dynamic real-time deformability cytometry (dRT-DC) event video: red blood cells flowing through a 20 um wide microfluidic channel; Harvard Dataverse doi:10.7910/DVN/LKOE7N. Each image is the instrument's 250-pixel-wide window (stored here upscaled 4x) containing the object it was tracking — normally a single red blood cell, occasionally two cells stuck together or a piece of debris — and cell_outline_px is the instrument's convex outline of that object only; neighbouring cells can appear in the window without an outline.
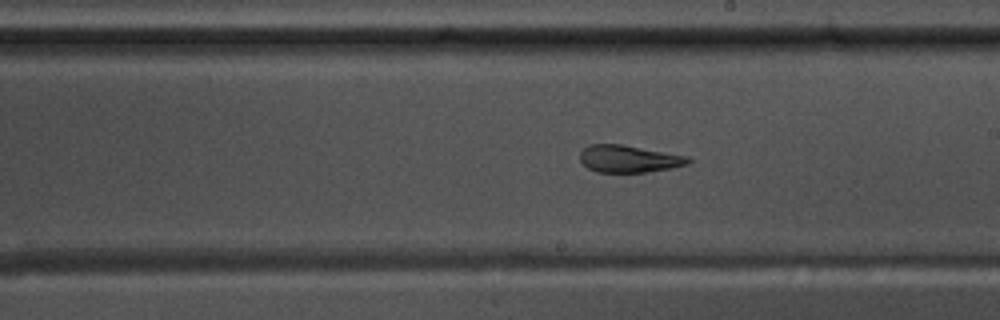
{"species": "common noctule bat (a hibernating species)", "species_latin": "Nyctalus noctula", "temperature_condition": "warm", "stored_images_in_passage": 32, "camera_frame_rate_fps": 3000, "um_per_image_px": 0.085, "animal": {"sex": "male", "body_mass_g": 17.5, "forearm_length_mm": 52.3}, "frame": {"image": 1, "passage_image": 15, "time_ms": 4.667, "image_size_px": [1000, 320], "cell_outline_px": [[692, 160], [688, 164], [672, 168], [648, 172], [596, 172], [588, 168], [580, 160], [580, 152], [588, 144], [620, 144], [688, 156]], "centroid_in_image_um": [53.45, 13.5], "position_along_channel_um": 235.5, "area_um2": 17.17}}
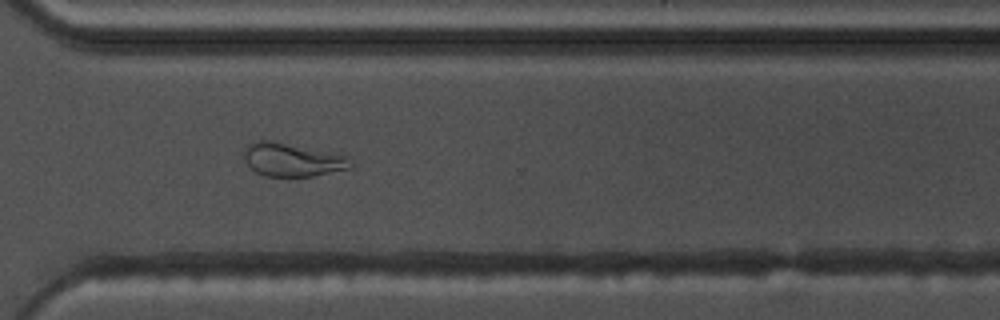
{"frame": {"image": 2, "passage_image": 24, "time_ms": 7.667, "image_size_px": [1000, 320], "cell_outline_px": [[352, 168], [312, 176], [264, 176], [256, 172], [248, 164], [244, 156], [244, 148], [248, 144], [256, 140], [272, 140], [348, 156], [352, 160]], "centroid_in_image_um": [24.85, 13.57], "position_along_channel_um": 345.8, "area_um2": 20.69}}
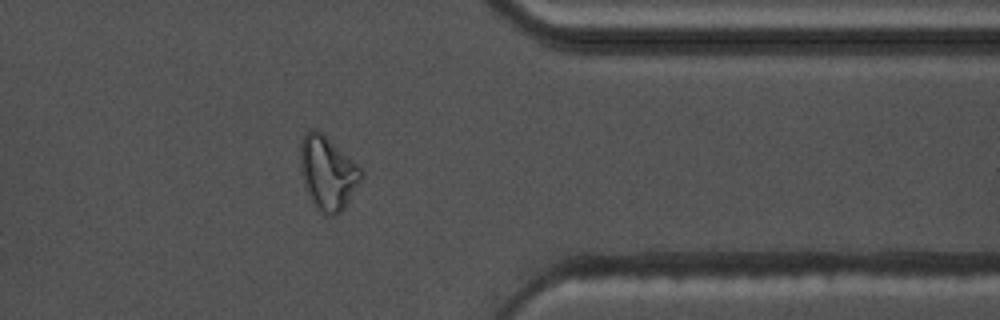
{"frame": {"image": 3, "passage_image": 28, "time_ms": 9.0, "image_size_px": [1000, 320], "cell_outline_px": [[364, 172], [360, 180], [344, 208], [340, 212], [332, 216], [324, 216], [316, 208], [304, 184], [300, 168], [300, 144], [304, 132], [312, 128], [316, 128], [324, 132], [360, 164]], "centroid_in_image_um": [27.86, 14.62], "position_along_channel_um": 383.5, "area_um2": 26.7}}